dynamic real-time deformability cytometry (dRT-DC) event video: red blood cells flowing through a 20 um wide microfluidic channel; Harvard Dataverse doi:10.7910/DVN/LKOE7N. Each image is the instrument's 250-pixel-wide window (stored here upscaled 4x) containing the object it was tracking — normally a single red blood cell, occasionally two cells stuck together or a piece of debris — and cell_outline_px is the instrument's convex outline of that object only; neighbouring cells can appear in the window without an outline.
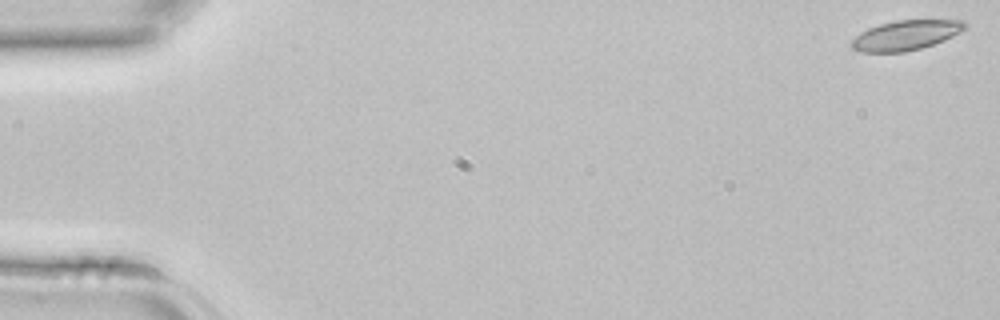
{"species": "common noctule bat (a hibernating species)", "species_latin": "Nyctalus noctula", "temperature_condition": "room temperature", "stored_images_in_passage": 44, "camera_frame_rate_fps": 3000, "um_per_image_px": 0.085, "animal": {"sex": "female", "body_mass_g": 22.7, "forearm_length_mm": 54.2}, "frame": {"image": 1, "passage_image": 1, "time_ms": 0.0, "image_size_px": [1000, 320], "cell_outline_px": [[968, 24], [960, 32], [944, 40], [920, 48], [904, 52], [860, 52], [852, 48], [848, 44], [860, 32], [868, 28], [880, 24], [896, 20], [964, 20]], "centroid_in_image_um": [76.96, 2.99], "position_along_channel_um": 8.0, "area_um2": 19.65}}
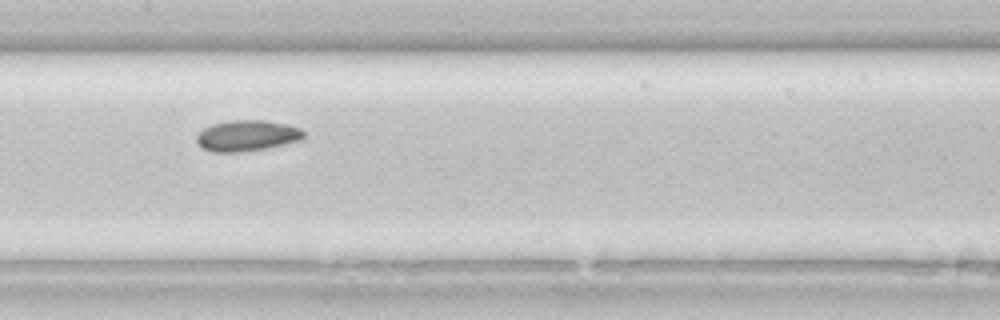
{"frame": {"image": 2, "passage_image": 22, "time_ms": 7.0, "image_size_px": [1000, 320], "cell_outline_px": [[304, 136], [300, 140], [264, 148], [236, 152], [212, 152], [204, 148], [196, 140], [196, 136], [204, 128], [212, 124], [232, 120], [264, 120], [288, 124], [300, 128], [304, 132]], "centroid_in_image_um": [20.99, 11.51], "position_along_channel_um": 186.4, "area_um2": 19.02}}
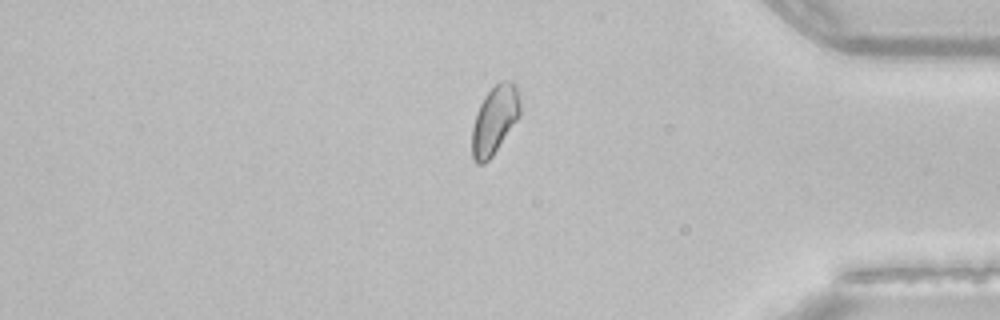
{"frame": {"image": 3, "passage_image": 37, "time_ms": 12.0, "image_size_px": [1000, 320], "cell_outline_px": [[520, 116], [492, 156], [484, 164], [476, 164], [472, 156], [472, 128], [476, 112], [484, 96], [500, 80], [512, 80], [516, 88], [520, 100]], "centroid_in_image_um": [42.04, 10.19], "position_along_channel_um": 393.2, "area_um2": 19.13}}